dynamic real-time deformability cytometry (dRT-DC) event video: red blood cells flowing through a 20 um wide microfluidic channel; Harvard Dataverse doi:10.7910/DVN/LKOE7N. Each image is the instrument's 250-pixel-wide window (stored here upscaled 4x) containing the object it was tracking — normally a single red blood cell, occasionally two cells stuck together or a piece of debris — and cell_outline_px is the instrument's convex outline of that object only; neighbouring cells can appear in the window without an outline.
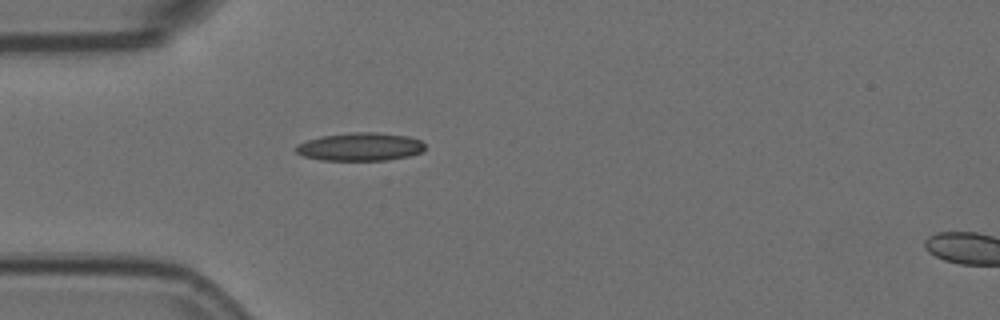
{"species": "Egyptian fruit bat (a non-hibernating species)", "species_latin": "Rousettus aegyptiacus", "temperature_condition": "room temperature", "stored_images_in_passage": 2, "segment_of_instrument_passage": [1, 2], "camera_frame_rate_fps": 3000, "um_per_image_px": 0.085, "animal": {"sex": "female"}, "frame": {"image": 1, "passage_image": 1, "time_ms": 0.0, "image_size_px": [1000, 320], "cell_outline_px": [[424, 152], [408, 156], [384, 160], [320, 160], [304, 156], [296, 152], [296, 144], [320, 136], [352, 132], [376, 132], [408, 136], [420, 140], [424, 144]], "centroid_in_image_um": [30.62, 12.47], "position_along_channel_um": 54.4, "area_um2": 21.15}}